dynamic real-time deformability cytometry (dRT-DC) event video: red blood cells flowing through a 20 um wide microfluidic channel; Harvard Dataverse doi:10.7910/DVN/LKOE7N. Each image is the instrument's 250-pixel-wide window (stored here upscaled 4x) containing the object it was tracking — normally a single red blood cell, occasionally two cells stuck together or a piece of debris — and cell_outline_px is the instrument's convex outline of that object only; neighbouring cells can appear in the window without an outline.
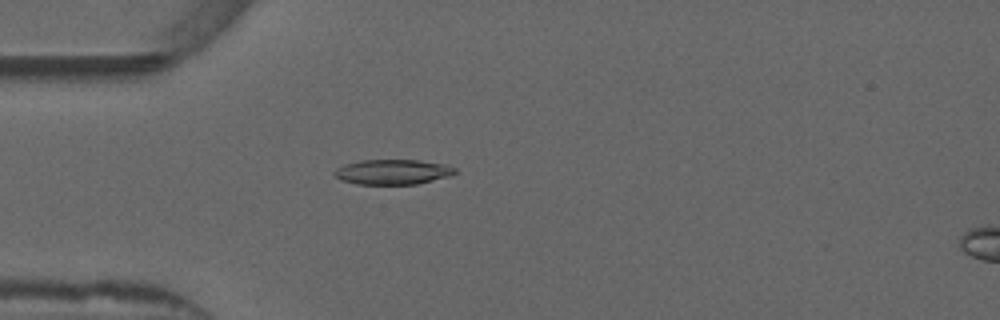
{"species": "common noctule bat (a hibernating species)", "species_latin": "Nyctalus noctula", "temperature_condition": "warm", "stored_images_in_passage": 33, "camera_frame_rate_fps": 3000, "um_per_image_px": 0.085, "animal": {"sex": "male", "forearm_length_mm": 52.5}, "frame": {"image": 1, "passage_image": 3, "time_ms": 0.667, "image_size_px": [1000, 320], "cell_outline_px": [[456, 172], [448, 176], [416, 184], [356, 184], [340, 180], [332, 172], [336, 168], [344, 164], [360, 160], [420, 160], [444, 164], [456, 168]], "centroid_in_image_um": [33.33, 14.61], "position_along_channel_um": 51.7, "area_um2": 17.57}}
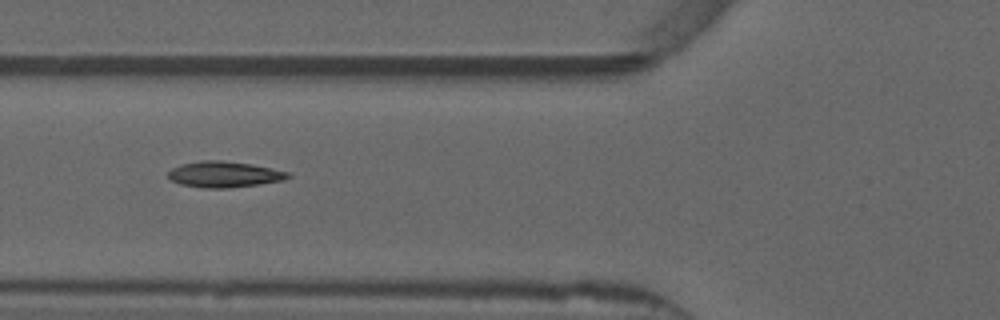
{"frame": {"image": 2, "passage_image": 8, "time_ms": 2.333, "image_size_px": [1000, 320], "cell_outline_px": [[292, 176], [284, 180], [260, 184], [228, 188], [200, 188], [180, 184], [172, 180], [168, 176], [168, 172], [172, 168], [180, 164], [200, 160], [220, 160], [252, 164], [272, 168], [288, 172]], "centroid_in_image_um": [19.05, 14.82], "position_along_channel_um": 106.7, "area_um2": 18.26}}
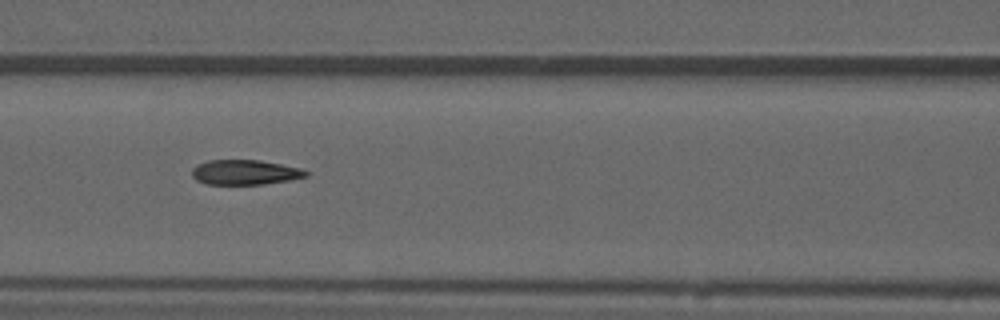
{"frame": {"image": 3, "passage_image": 11, "time_ms": 3.333, "image_size_px": [1000, 320], "cell_outline_px": [[308, 176], [288, 180], [264, 184], [204, 184], [196, 180], [192, 176], [192, 168], [208, 160], [260, 160], [300, 168], [308, 172]], "centroid_in_image_um": [20.8, 14.65], "position_along_channel_um": 145.8, "area_um2": 16.42}, "authors_computed_cell_mechanics": {"area_um2": 17.2244, "velocity_mm_per_s": 3.8651, "shape_relaxation_time_tau1_ms": 8.1185, "shape_relaxation_time_tau2_ms": 1.8039, "deformation_change_tau1": 0.2262, "deformation_change_tau2": 0.094}}